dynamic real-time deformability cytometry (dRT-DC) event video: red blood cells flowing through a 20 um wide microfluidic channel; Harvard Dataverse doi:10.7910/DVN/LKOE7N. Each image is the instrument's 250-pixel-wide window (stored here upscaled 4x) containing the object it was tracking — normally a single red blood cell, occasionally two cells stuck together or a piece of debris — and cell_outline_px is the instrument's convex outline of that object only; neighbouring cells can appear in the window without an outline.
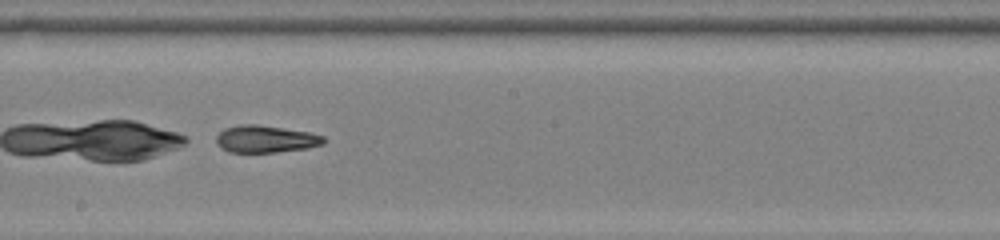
{"species": "common noctule bat (a hibernating species)", "species_latin": "Nyctalus noctula", "temperature_condition": "room temperature", "stored_images_in_passage": 52, "camera_frame_rate_fps": 3000, "um_per_image_px": 0.085, "animal": {"sex": "female", "body_mass_g": 22.0, "forearm_length_mm": 56.7}, "frame": {"image": 1, "passage_image": 33, "time_ms": 10.667, "image_size_px": [1000, 240], "cell_outline_px": [[324, 144], [308, 148], [276, 152], [228, 152], [220, 148], [216, 144], [216, 136], [224, 128], [240, 124], [256, 124], [284, 128], [308, 132], [324, 136]], "centroid_in_image_um": [22.54, 11.82], "position_along_channel_um": 225.7, "area_um2": 17.11}}